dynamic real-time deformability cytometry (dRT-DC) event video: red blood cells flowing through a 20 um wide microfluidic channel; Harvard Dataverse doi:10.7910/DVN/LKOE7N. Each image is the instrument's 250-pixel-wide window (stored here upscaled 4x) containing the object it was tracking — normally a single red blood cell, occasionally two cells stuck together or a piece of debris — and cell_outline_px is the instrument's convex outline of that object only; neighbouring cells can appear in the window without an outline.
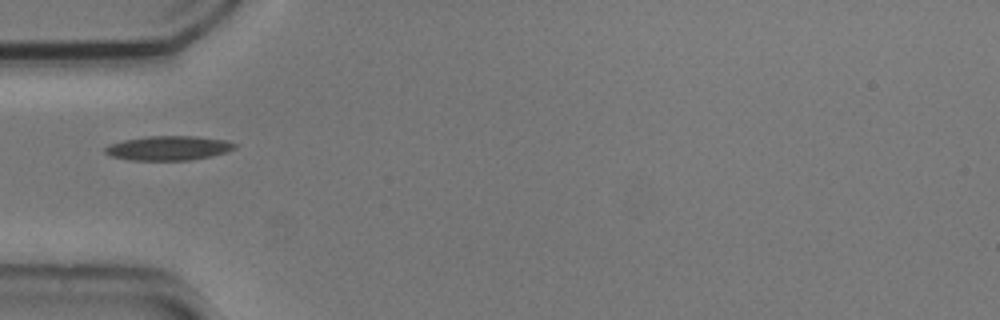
{"species": "common noctule bat (a hibernating species)", "species_latin": "Nyctalus noctula", "temperature_condition": "cold", "stored_images_in_passage": 11, "camera_frame_rate_fps": 3000, "um_per_image_px": 0.085, "animal": {"sex": "male", "body_mass_g": 20.5, "forearm_length_mm": 52.5}, "frame": {"image": 1, "passage_image": 1, "time_ms": 0.0, "image_size_px": [1000, 320], "cell_outline_px": [[236, 148], [212, 156], [188, 160], [128, 160], [112, 156], [104, 152], [104, 148], [108, 144], [124, 140], [148, 136], [196, 136], [228, 140], [236, 144]], "centroid_in_image_um": [14.31, 12.58], "position_along_channel_um": 70.7, "area_um2": 18.44}}
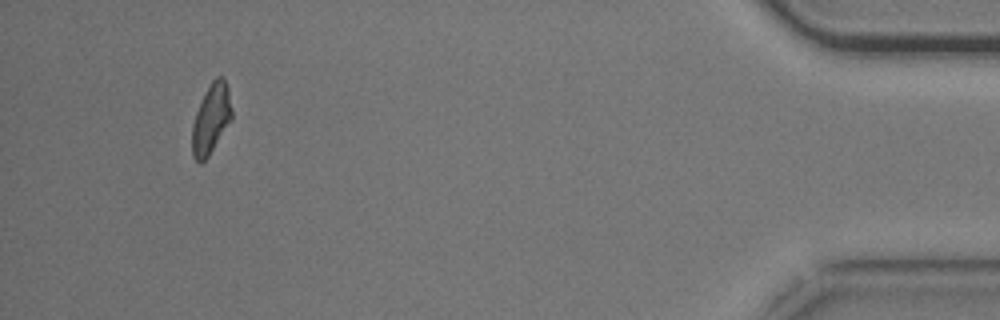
{"frame": {"image": 2, "passage_image": 10, "time_ms": 3.0, "image_size_px": [1000, 320], "cell_outline_px": [[232, 120], [208, 156], [200, 164], [192, 156], [192, 124], [196, 112], [212, 80], [216, 76], [220, 76], [224, 80], [228, 88], [232, 108]], "centroid_in_image_um": [17.95, 10.13], "position_along_channel_um": 417.3, "area_um2": 15.95}}